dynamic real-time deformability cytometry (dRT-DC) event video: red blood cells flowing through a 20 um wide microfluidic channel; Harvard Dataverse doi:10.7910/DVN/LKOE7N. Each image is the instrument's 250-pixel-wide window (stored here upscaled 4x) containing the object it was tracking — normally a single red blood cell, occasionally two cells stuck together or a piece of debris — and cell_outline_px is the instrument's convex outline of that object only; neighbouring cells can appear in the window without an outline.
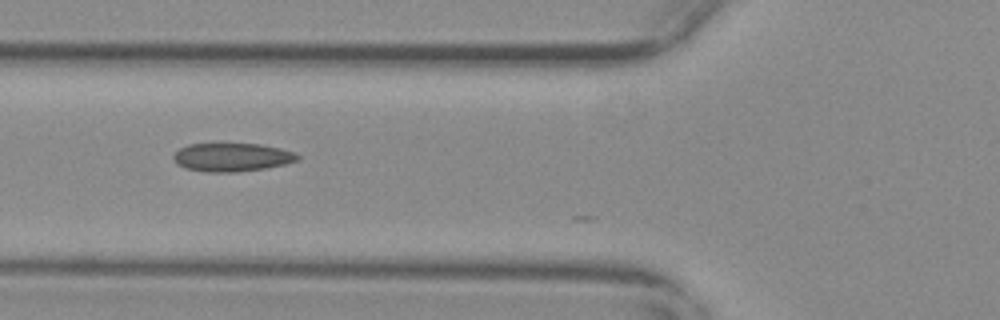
{"species": "common noctule bat (a hibernating species)", "species_latin": "Nyctalus noctula", "temperature_condition": "warm", "stored_images_in_passage": 9, "camera_frame_rate_fps": 3000, "um_per_image_px": 0.085, "animal": {"sex": "female", "body_mass_g": 29.2, "forearm_length_mm": 56.3}, "frame": {"image": 1, "passage_image": 2, "time_ms": 0.333, "image_size_px": [1000, 320], "cell_outline_px": [[300, 156], [296, 160], [284, 164], [264, 168], [236, 172], [204, 172], [184, 168], [176, 164], [172, 156], [180, 148], [188, 144], [260, 144], [280, 148], [292, 152]], "centroid_in_image_um": [19.65, 13.37], "position_along_channel_um": 106.1, "area_um2": 20.4}}
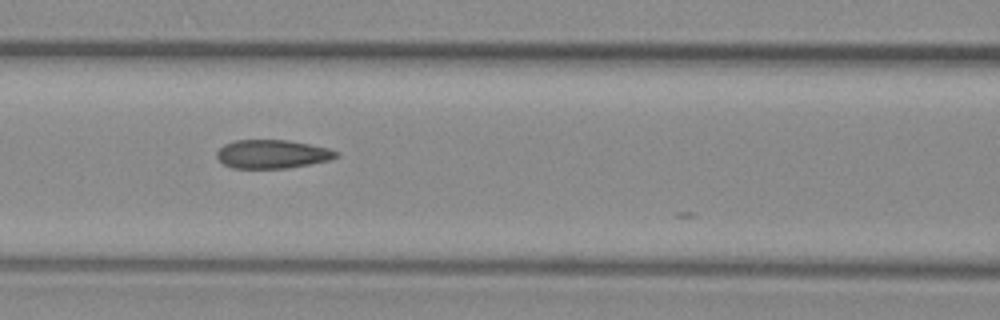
{"frame": {"image": 2, "passage_image": 5, "time_ms": 1.333, "image_size_px": [1000, 320], "cell_outline_px": [[340, 156], [328, 160], [288, 168], [232, 168], [224, 164], [216, 156], [216, 152], [224, 144], [236, 140], [288, 140], [328, 148], [340, 152]], "centroid_in_image_um": [23.14, 13.09], "position_along_channel_um": 143.5, "area_um2": 19.83}}
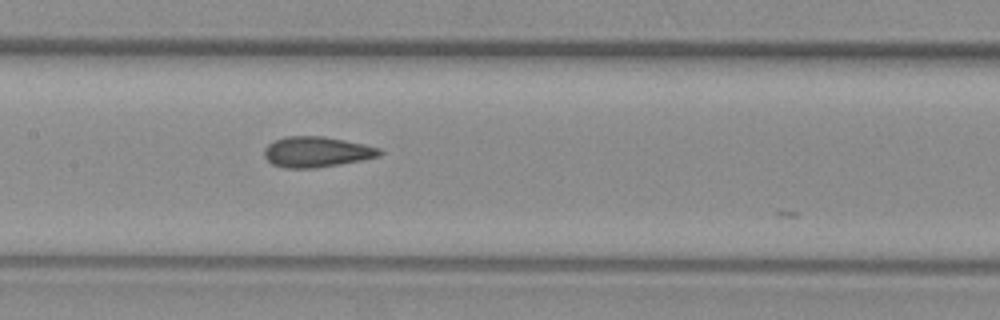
{"frame": {"image": 3, "passage_image": 8, "time_ms": 2.333, "image_size_px": [1000, 320], "cell_outline_px": [[384, 152], [380, 156], [364, 160], [316, 168], [284, 168], [272, 164], [264, 156], [264, 148], [268, 144], [284, 136], [324, 136], [380, 148]], "centroid_in_image_um": [26.91, 12.92], "position_along_channel_um": 180.5, "area_um2": 20.58}}